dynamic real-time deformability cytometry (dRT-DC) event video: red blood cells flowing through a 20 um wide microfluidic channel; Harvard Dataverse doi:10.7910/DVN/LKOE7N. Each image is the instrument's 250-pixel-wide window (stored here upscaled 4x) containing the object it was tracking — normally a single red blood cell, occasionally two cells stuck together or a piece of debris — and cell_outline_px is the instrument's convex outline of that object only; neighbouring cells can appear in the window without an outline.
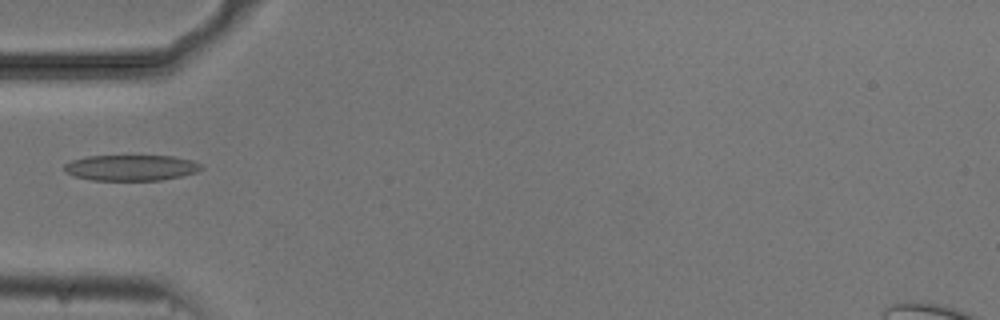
{"species": "common noctule bat (a hibernating species)", "species_latin": "Nyctalus noctula", "temperature_condition": "cold", "stored_images_in_passage": 26, "camera_frame_rate_fps": 3000, "um_per_image_px": 0.085, "animal": {"sex": "male", "body_mass_g": 20.5, "forearm_length_mm": 52.5}, "frame": {"image": 1, "passage_image": 1, "time_ms": 0.0, "image_size_px": [1000, 320], "cell_outline_px": [[204, 168], [196, 172], [180, 176], [160, 180], [92, 180], [76, 176], [64, 172], [64, 164], [72, 160], [88, 156], [172, 156], [192, 160], [200, 164]], "centroid_in_image_um": [11.13, 14.25], "position_along_channel_um": 73.9, "area_um2": 20.46}}
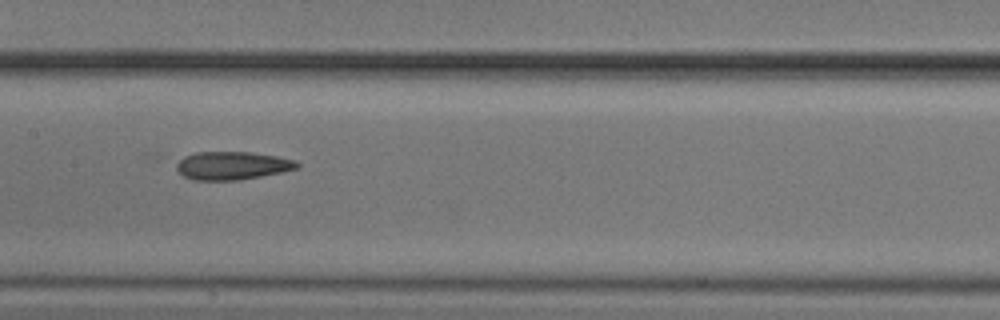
{"frame": {"image": 2, "passage_image": 10, "time_ms": 3.0, "image_size_px": [1000, 320], "cell_outline_px": [[300, 168], [284, 172], [236, 180], [192, 180], [184, 176], [176, 168], [176, 164], [184, 156], [196, 152], [248, 152], [276, 156], [296, 160], [300, 164]], "centroid_in_image_um": [19.77, 14.07], "position_along_channel_um": 187.6, "area_um2": 19.77}}
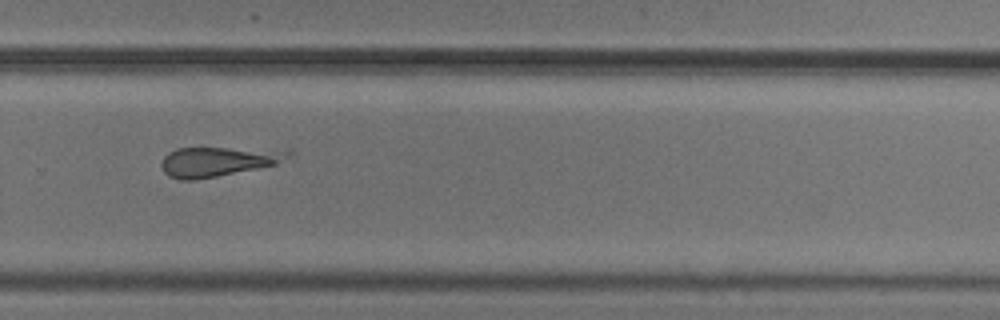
{"frame": {"image": 3, "passage_image": 20, "time_ms": 6.333, "image_size_px": [1000, 320], "cell_outline_px": [[292, 152], [288, 156], [276, 164], [216, 176], [192, 180], [180, 180], [168, 176], [164, 172], [160, 164], [164, 156], [168, 152], [176, 148], [292, 148]], "centroid_in_image_um": [18.55, 13.7], "position_along_channel_um": 311.3, "area_um2": 22.02}}